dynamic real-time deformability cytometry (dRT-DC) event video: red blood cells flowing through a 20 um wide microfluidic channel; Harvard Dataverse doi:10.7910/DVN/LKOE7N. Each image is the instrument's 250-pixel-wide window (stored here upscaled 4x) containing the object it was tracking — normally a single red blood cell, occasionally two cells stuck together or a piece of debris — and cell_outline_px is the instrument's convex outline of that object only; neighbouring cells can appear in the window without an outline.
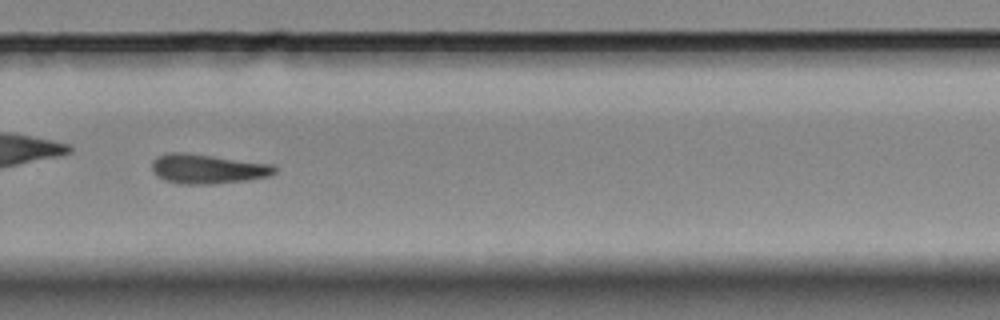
{"species": "Egyptian fruit bat (a non-hibernating species)", "species_latin": "Rousettus aegyptiacus", "temperature_condition": "room temperature", "stored_images_in_passage": 42, "camera_frame_rate_fps": 3000, "um_per_image_px": 0.085, "animal": {"sex": "female"}, "frame": {"image": 1, "passage_image": 24, "time_ms": 7.667, "image_size_px": [1000, 320], "cell_outline_px": [[276, 172], [268, 176], [248, 180], [216, 184], [180, 184], [164, 180], [156, 176], [152, 172], [152, 160], [156, 156], [168, 152], [184, 152], [272, 164], [276, 168]], "centroid_in_image_um": [17.59, 14.36], "position_along_channel_um": 312.2, "area_um2": 21.33}}
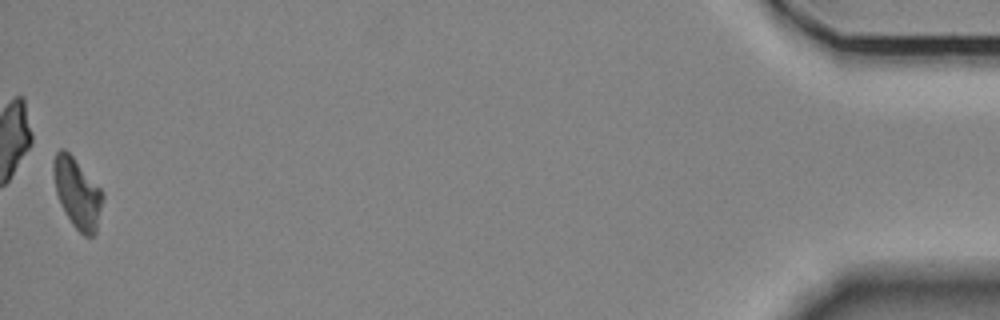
{"frame": {"image": 2, "passage_image": 42, "time_ms": 13.667, "image_size_px": [1000, 320], "cell_outline_px": [[104, 196], [96, 232], [92, 236], [84, 236], [72, 224], [60, 204], [56, 192], [52, 172], [52, 160], [56, 152], [60, 148], [64, 148], [72, 156], [100, 188]], "centroid_in_image_um": [6.54, 16.4], "position_along_channel_um": 428.7, "area_um2": 20.0}}